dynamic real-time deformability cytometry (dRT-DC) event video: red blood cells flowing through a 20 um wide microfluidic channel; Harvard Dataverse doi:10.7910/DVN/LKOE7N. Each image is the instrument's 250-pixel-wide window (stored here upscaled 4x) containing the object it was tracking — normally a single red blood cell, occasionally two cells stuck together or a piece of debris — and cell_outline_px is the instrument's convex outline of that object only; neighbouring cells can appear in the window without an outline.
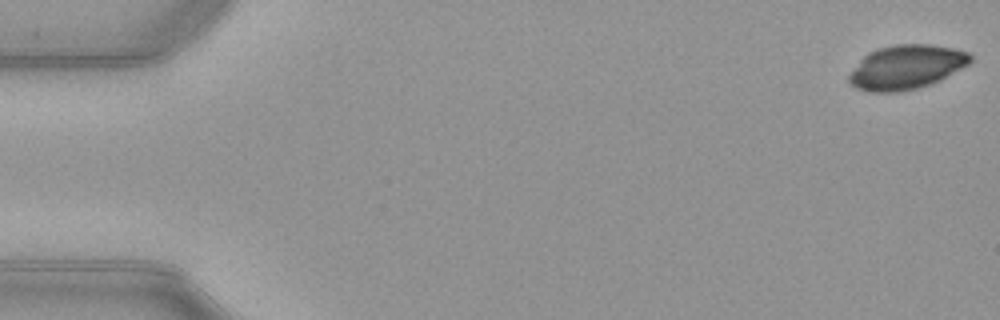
{"species": "common noctule bat (a hibernating species)", "species_latin": "Nyctalus noctula", "temperature_condition": "warm", "stored_images_in_passage": 52, "camera_frame_rate_fps": 3000, "um_per_image_px": 0.085, "animal": {"sex": "female", "body_mass_g": 21.9}, "frame": {"image": 1, "passage_image": 1, "time_ms": 0.0, "image_size_px": [1000, 320], "cell_outline_px": [[972, 60], [968, 64], [940, 80], [916, 88], [900, 92], [872, 92], [856, 88], [848, 80], [848, 76], [860, 60], [868, 52], [876, 48], [896, 44], [928, 44], [952, 48], [968, 52], [972, 56]], "centroid_in_image_um": [77.02, 5.69], "position_along_channel_um": 8.0, "area_um2": 31.04}}
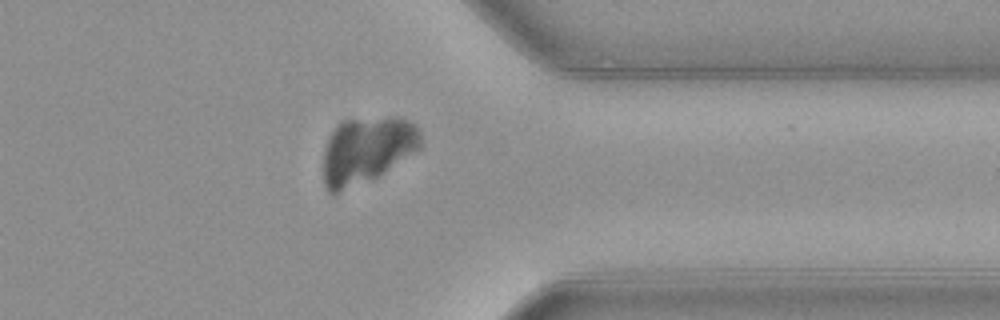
{"frame": {"image": 2, "passage_image": 41, "time_ms": 13.333, "image_size_px": [1000, 320], "cell_outline_px": [[420, 148], [376, 176], [332, 196], [324, 188], [324, 148], [328, 136], [340, 120], [396, 116], [408, 120], [416, 124], [420, 132]], "centroid_in_image_um": [31.13, 12.73], "position_along_channel_um": 380.3, "area_um2": 37.8}}
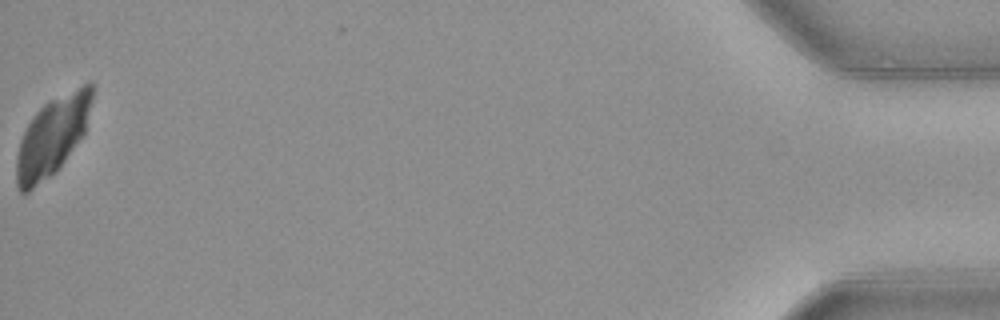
{"frame": {"image": 3, "passage_image": 52, "time_ms": 17.0, "image_size_px": [1000, 320], "cell_outline_px": [[92, 100], [84, 132], [64, 160], [48, 176], [28, 192], [20, 192], [16, 184], [16, 156], [20, 140], [28, 124], [36, 112], [44, 104], [88, 80], [92, 80]], "centroid_in_image_um": [4.43, 11.53], "position_along_channel_um": 430.8, "area_um2": 33.81}}